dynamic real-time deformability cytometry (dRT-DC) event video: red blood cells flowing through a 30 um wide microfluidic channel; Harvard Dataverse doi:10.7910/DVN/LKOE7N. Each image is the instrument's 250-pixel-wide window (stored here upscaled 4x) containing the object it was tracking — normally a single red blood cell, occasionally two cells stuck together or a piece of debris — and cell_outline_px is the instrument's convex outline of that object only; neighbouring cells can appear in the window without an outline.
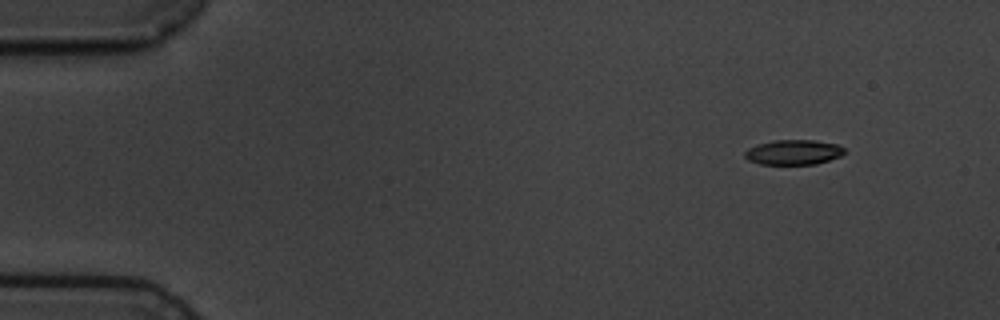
{"species": "common noctule bat (a hibernating species)", "species_latin": "Nyctalus noctula", "temperature_condition": "cold", "stored_images_in_passage": 6, "camera_frame_rate_fps": 3000, "um_per_image_px": 0.085, "animal": {"sex": "male", "body_mass_g": 19.5, "forearm_length_mm": 54.6}, "frame": {"image": 1, "passage_image": 2, "time_ms": 1.333, "image_size_px": [1000, 320], "cell_outline_px": [[844, 152], [840, 156], [816, 164], [760, 164], [748, 160], [744, 156], [744, 152], [748, 148], [756, 144], [776, 140], [816, 140], [836, 144], [844, 148]], "centroid_in_image_um": [67.41, 12.93], "position_along_channel_um": 17.6, "area_um2": 14.45}}
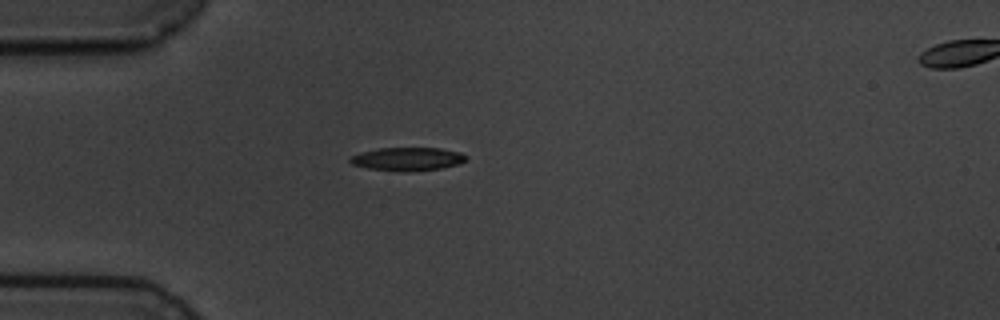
{"frame": {"image": 2, "passage_image": 5, "time_ms": 4.667, "image_size_px": [1000, 320], "cell_outline_px": [[468, 156], [460, 164], [440, 168], [408, 172], [396, 172], [368, 168], [352, 164], [348, 160], [352, 156], [360, 152], [380, 148], [440, 148], [460, 152]], "centroid_in_image_um": [34.63, 13.52], "position_along_channel_um": 50.4, "area_um2": 15.84}}